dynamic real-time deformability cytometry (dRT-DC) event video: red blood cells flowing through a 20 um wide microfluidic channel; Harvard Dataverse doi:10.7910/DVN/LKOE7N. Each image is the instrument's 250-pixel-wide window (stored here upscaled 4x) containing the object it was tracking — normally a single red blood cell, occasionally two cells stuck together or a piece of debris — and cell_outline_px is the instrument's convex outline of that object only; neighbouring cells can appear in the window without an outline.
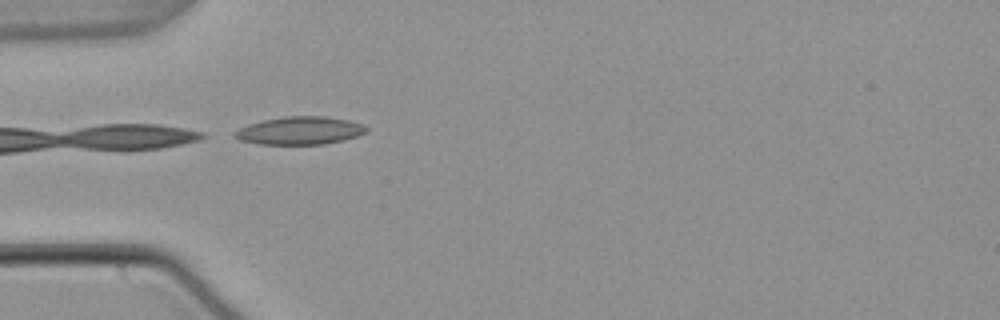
{"species": "common noctule bat (a hibernating species)", "species_latin": "Nyctalus noctula", "temperature_condition": "warm", "stored_images_in_passage": 6, "camera_frame_rate_fps": 3000, "um_per_image_px": 0.085, "animal": {"sex": "male", "body_mass_g": 21.5, "forearm_length_mm": 52.0}, "frame": {"image": 1, "passage_image": 1, "time_ms": 0.0, "image_size_px": [1000, 320], "cell_outline_px": [[368, 132], [344, 140], [324, 144], [260, 144], [240, 140], [232, 136], [232, 132], [248, 124], [264, 120], [284, 116], [324, 116], [348, 120], [364, 124], [368, 128]], "centroid_in_image_um": [25.49, 11.1], "position_along_channel_um": 59.5, "area_um2": 21.5}}